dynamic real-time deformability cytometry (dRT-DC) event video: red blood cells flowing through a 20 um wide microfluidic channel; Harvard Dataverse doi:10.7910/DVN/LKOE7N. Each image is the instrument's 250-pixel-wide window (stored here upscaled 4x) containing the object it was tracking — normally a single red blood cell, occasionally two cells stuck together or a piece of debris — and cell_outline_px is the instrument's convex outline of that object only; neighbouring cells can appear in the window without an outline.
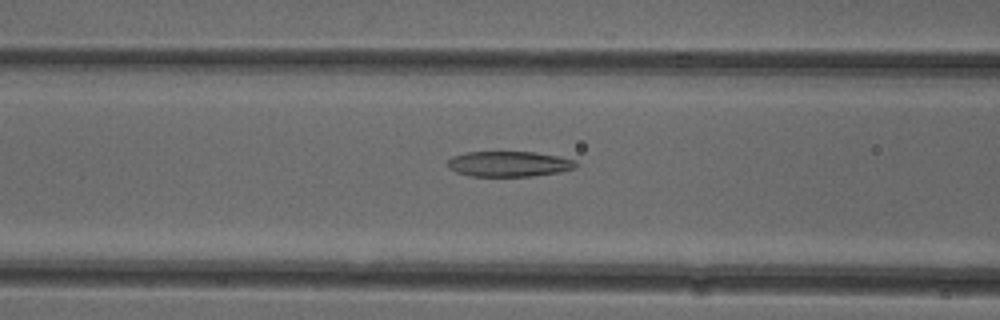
{"species": "common noctule bat (a hibernating species)", "species_latin": "Nyctalus noctula", "temperature_condition": "cold", "stored_images_in_passage": 34, "camera_frame_rate_fps": 3000, "um_per_image_px": 0.085, "animal": {"sex": "female"}, "frame": {"image": 1, "passage_image": 9, "time_ms": 2.667, "image_size_px": [1000, 320], "cell_outline_px": [[580, 164], [576, 168], [560, 172], [532, 176], [472, 176], [456, 172], [448, 168], [448, 160], [452, 156], [468, 152], [536, 152], [576, 160]], "centroid_in_image_um": [43.3, 13.93], "position_along_channel_um": 123.3, "area_um2": 19.07}}
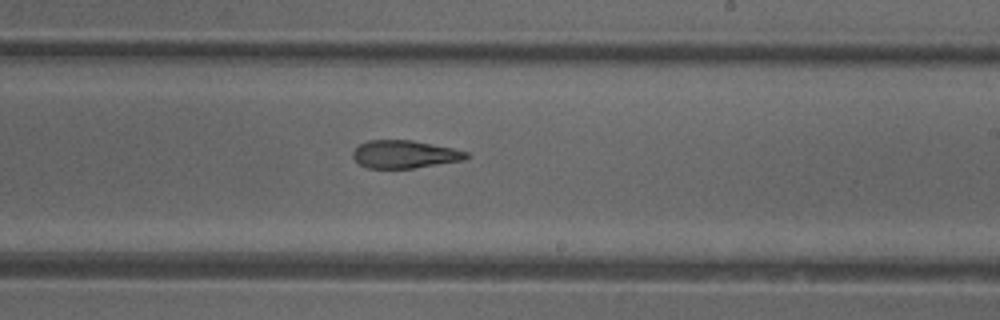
{"frame": {"image": 2, "passage_image": 19, "time_ms": 6.0, "image_size_px": [1000, 320], "cell_outline_px": [[468, 156], [464, 160], [412, 168], [368, 168], [360, 164], [352, 156], [352, 152], [360, 144], [368, 140], [412, 140], [452, 148], [468, 152]], "centroid_in_image_um": [34.38, 13.11], "position_along_channel_um": 254.6, "area_um2": 18.21}}
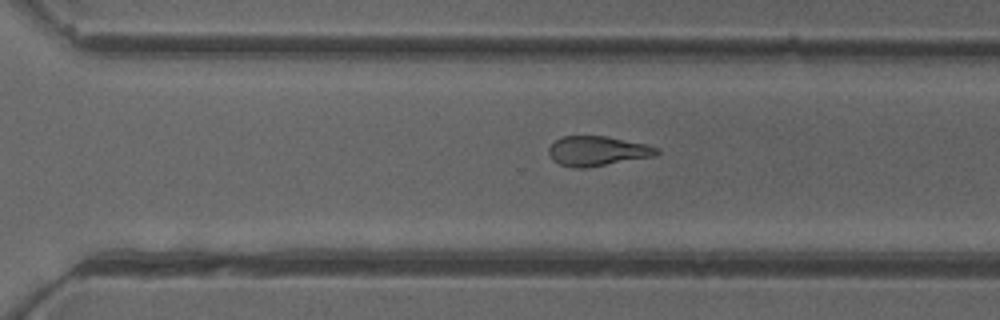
{"frame": {"image": 3, "passage_image": 24, "time_ms": 7.667, "image_size_px": [1000, 320], "cell_outline_px": [[660, 152], [656, 156], [588, 168], [572, 168], [560, 164], [552, 160], [548, 156], [548, 148], [560, 136], [608, 136], [644, 144], [660, 148]], "centroid_in_image_um": [50.77, 12.85], "position_along_channel_um": 319.8, "area_um2": 19.02}, "authors_computed_cell_mechanics": {"area_um2": 19.8254, "velocity_mm_per_s": 3.9361, "shape_relaxation_time_tau1_ms": null, "shape_relaxation_time_tau2_ms": 3.3436, "deformation_change_tau1": null, "deformation_change_tau2": 0.1226}}